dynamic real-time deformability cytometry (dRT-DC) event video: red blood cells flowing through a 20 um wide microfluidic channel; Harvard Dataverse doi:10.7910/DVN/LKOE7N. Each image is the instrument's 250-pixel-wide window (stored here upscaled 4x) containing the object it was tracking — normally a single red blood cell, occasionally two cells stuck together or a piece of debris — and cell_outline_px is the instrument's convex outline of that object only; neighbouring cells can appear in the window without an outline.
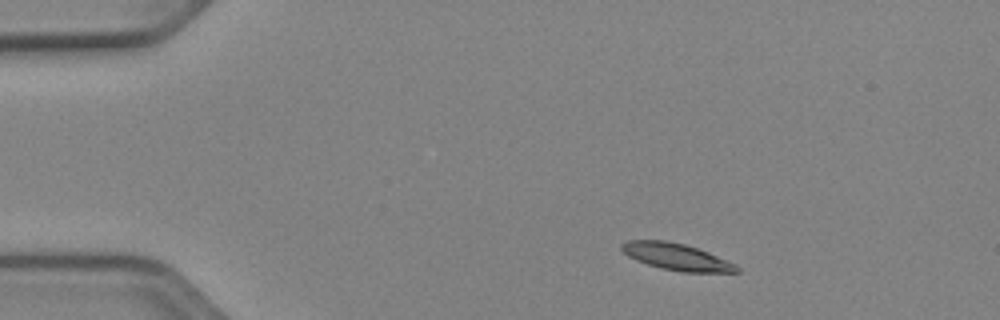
{"species": "Egyptian fruit bat (a non-hibernating species)", "species_latin": "Rousettus aegyptiacus", "temperature_condition": "cold", "stored_images_in_passage": 45, "camera_frame_rate_fps": 3000, "um_per_image_px": 0.085, "animal": {"sex": "female"}, "frame": {"image": 1, "passage_image": 1, "time_ms": 0.0, "image_size_px": [1000, 320], "cell_outline_px": [[740, 272], [680, 272], [648, 264], [636, 260], [628, 256], [620, 248], [620, 244], [628, 240], [668, 240], [684, 244], [708, 252], [736, 264], [740, 268]], "centroid_in_image_um": [57.5, 21.82], "position_along_channel_um": 27.5, "area_um2": 17.86}}
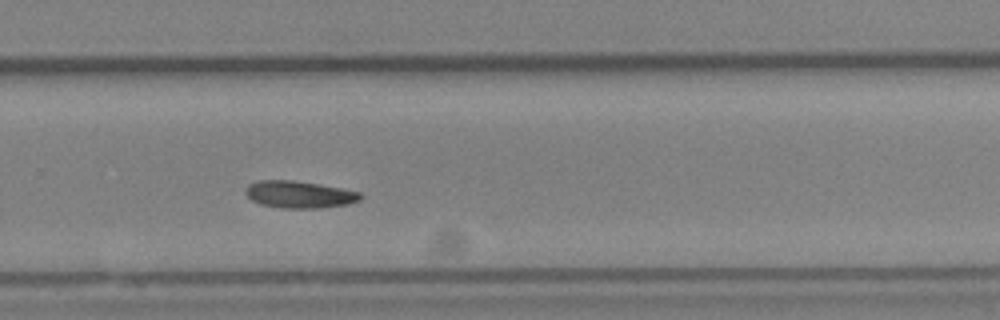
{"frame": {"image": 2, "passage_image": 28, "time_ms": 9.0, "image_size_px": [1000, 320], "cell_outline_px": [[364, 196], [360, 200], [348, 204], [320, 208], [280, 208], [260, 204], [252, 200], [244, 192], [244, 188], [248, 184], [256, 180], [292, 180], [340, 188], [360, 192]], "centroid_in_image_um": [25.41, 16.53], "position_along_channel_um": 304.4, "area_um2": 18.21}}
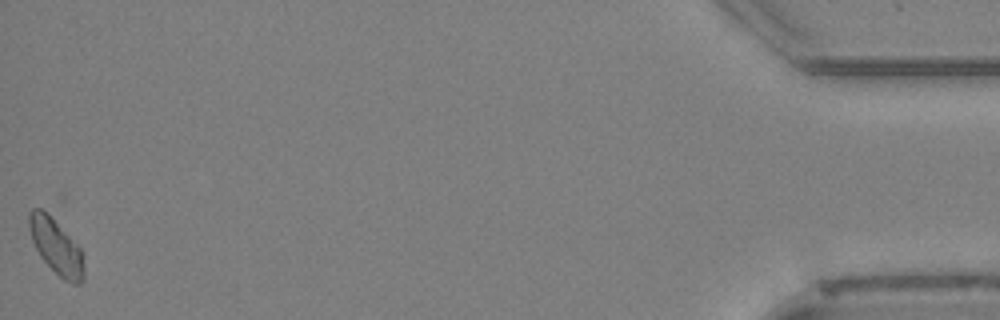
{"frame": {"image": 3, "passage_image": 45, "time_ms": 14.667, "image_size_px": [1000, 320], "cell_outline_px": [[84, 280], [80, 284], [72, 284], [64, 280], [40, 256], [32, 240], [28, 228], [28, 212], [32, 208], [40, 208], [48, 212], [52, 216], [84, 252]], "centroid_in_image_um": [4.79, 20.93], "position_along_channel_um": 430.4, "area_um2": 17.92}}